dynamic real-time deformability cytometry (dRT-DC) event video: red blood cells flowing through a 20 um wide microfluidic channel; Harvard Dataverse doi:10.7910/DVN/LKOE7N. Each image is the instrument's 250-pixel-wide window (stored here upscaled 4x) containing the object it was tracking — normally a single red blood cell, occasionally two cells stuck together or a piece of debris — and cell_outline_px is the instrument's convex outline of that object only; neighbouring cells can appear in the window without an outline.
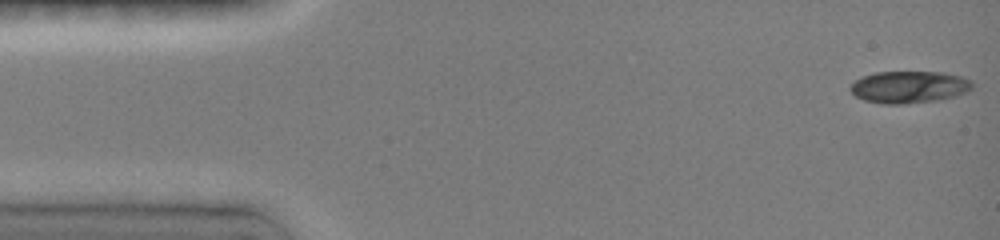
{"species": "common noctule bat (a hibernating species)", "species_latin": "Nyctalus noctula", "temperature_condition": "room temperature", "stored_images_in_passage": 33, "camera_frame_rate_fps": 3000, "um_per_image_px": 0.085, "animal": {"sex": "female", "body_mass_g": 19.0, "forearm_length_mm": 51.5}, "frame": {"image": 1, "passage_image": 1, "time_ms": 0.0, "image_size_px": [1000, 240], "cell_outline_px": [[972, 88], [968, 92], [956, 96], [936, 100], [904, 104], [880, 104], [864, 100], [856, 96], [848, 88], [860, 76], [876, 72], [940, 72], [960, 76], [972, 80]], "centroid_in_image_um": [77.26, 7.4], "position_along_channel_um": 7.7, "area_um2": 22.89}}
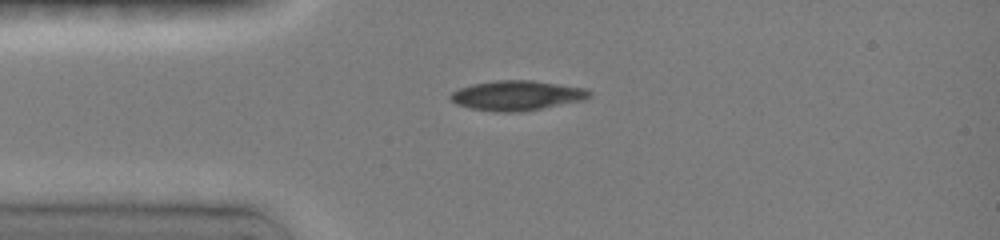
{"frame": {"image": 2, "passage_image": 16, "time_ms": 3.333, "image_size_px": [1000, 240], "cell_outline_px": [[592, 96], [584, 100], [520, 112], [496, 112], [468, 108], [456, 104], [448, 96], [452, 92], [460, 88], [472, 84], [500, 80], [532, 80], [588, 88], [592, 92]], "centroid_in_image_um": [43.96, 8.12], "position_along_channel_um": 41.0, "area_um2": 24.28}}
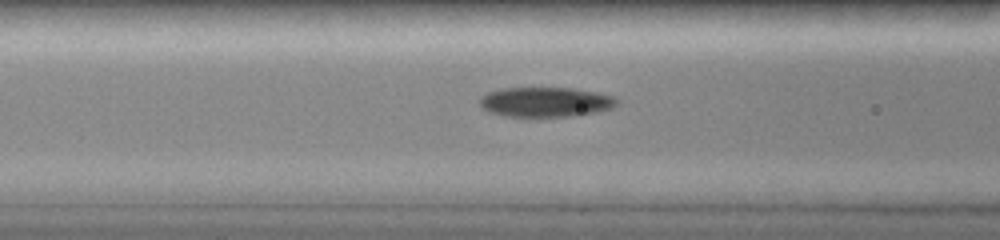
{"frame": {"image": 3, "passage_image": 26, "time_ms": 5.667, "image_size_px": [1000, 240], "cell_outline_px": [[616, 104], [612, 108], [596, 112], [576, 116], [504, 116], [488, 112], [480, 104], [480, 96], [488, 92], [504, 88], [568, 88], [592, 92], [612, 96], [616, 100]], "centroid_in_image_um": [46.32, 8.68], "position_along_channel_um": 120.3, "area_um2": 23.47}}